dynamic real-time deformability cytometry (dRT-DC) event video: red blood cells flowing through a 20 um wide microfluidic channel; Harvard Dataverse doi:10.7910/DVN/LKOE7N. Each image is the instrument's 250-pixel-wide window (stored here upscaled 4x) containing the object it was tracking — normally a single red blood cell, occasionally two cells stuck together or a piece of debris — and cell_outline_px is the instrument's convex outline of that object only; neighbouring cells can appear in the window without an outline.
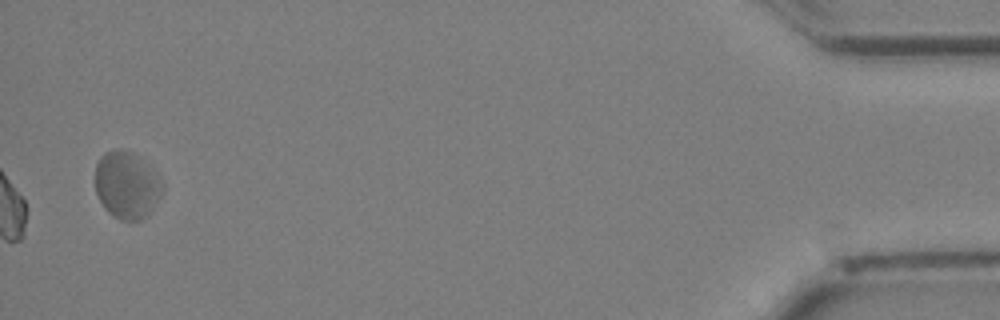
{"species": "Egyptian fruit bat (a non-hibernating species)", "species_latin": "Rousettus aegyptiacus", "temperature_condition": "cold", "stored_images_in_passage": 33, "camera_frame_rate_fps": 3000, "um_per_image_px": 0.085, "animal": {"sex": "female"}, "frame": {"image": 1, "passage_image": 33, "time_ms": 10.667, "image_size_px": [1000, 320], "cell_outline_px": [[164, 188], [160, 196], [148, 216], [140, 220], [120, 220], [108, 212], [104, 208], [96, 192], [96, 164], [100, 156], [104, 152], [116, 148], [120, 148], [132, 152], [144, 160], [164, 184]], "centroid_in_image_um": [10.78, 15.72], "position_along_channel_um": 424.4, "area_um2": 26.41}}